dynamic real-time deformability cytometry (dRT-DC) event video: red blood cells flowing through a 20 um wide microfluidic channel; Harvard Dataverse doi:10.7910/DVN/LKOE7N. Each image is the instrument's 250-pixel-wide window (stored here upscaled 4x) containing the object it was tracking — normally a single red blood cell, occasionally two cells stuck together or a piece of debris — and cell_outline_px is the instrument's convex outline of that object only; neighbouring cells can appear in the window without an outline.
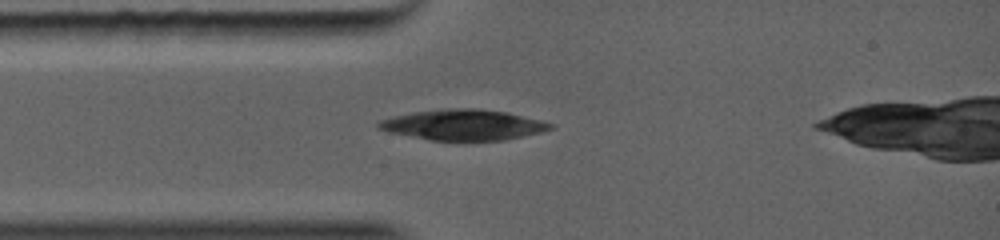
{"species": "common noctule bat (a hibernating species)", "species_latin": "Nyctalus noctula", "temperature_condition": "warm", "stored_images_in_passage": 14, "camera_frame_rate_fps": 5000, "um_per_image_px": 0.085, "animal": {"sex": "female", "body_mass_g": 19.0, "forearm_length_mm": 56.7}, "frame": {"image": 1, "passage_image": 1, "time_ms": 0.0, "image_size_px": [1000, 240], "cell_outline_px": [[548, 128], [500, 140], [468, 144], [456, 144], [432, 140], [396, 132], [380, 128], [380, 124], [384, 120], [416, 112], [448, 108], [476, 108], [500, 112], [548, 124]], "centroid_in_image_um": [39.28, 10.66], "position_along_channel_um": 45.7, "area_um2": 29.19}}
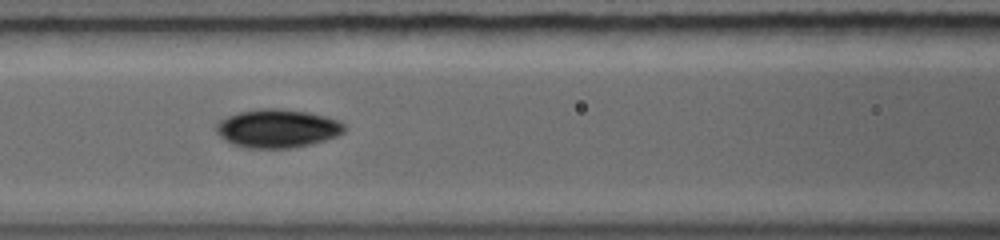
{"frame": {"image": 2, "passage_image": 6, "time_ms": 2.0, "image_size_px": [1000, 240], "cell_outline_px": [[340, 132], [320, 140], [308, 144], [292, 148], [248, 148], [236, 144], [228, 140], [220, 132], [220, 124], [224, 120], [240, 112], [304, 112], [332, 120], [340, 124]], "centroid_in_image_um": [23.55, 10.99], "position_along_channel_um": 143.1, "area_um2": 25.37}}
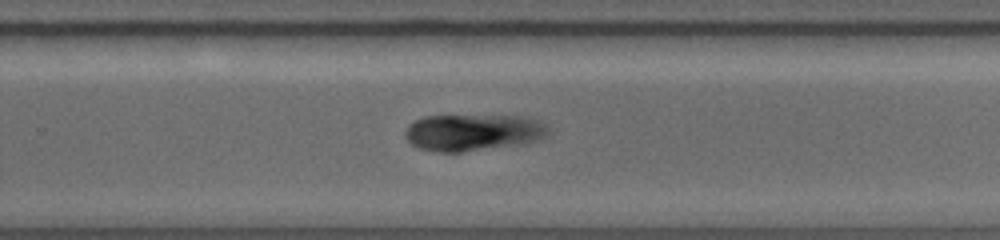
{"frame": {"image": 3, "passage_image": 14, "time_ms": 5.0, "image_size_px": [1000, 240], "cell_outline_px": [[536, 128], [532, 132], [524, 136], [512, 140], [496, 144], [460, 152], [440, 152], [424, 148], [412, 144], [408, 140], [408, 128], [416, 120], [428, 116], [516, 116], [524, 120]], "centroid_in_image_um": [39.6, 11.22], "position_along_channel_um": 290.2, "area_um2": 25.72}}